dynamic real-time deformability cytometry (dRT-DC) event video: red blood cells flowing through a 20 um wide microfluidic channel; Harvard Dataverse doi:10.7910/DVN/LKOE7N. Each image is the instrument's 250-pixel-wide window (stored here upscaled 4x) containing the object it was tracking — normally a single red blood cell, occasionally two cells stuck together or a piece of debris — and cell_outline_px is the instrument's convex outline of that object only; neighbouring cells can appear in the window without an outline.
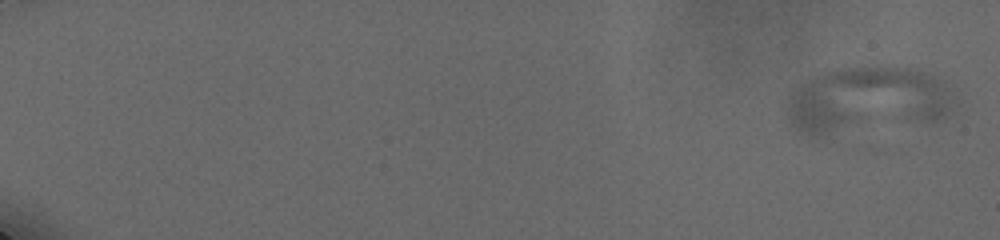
{"species": "human", "species_latin": "Homo sapiens", "temperature_condition": "cold", "stored_images_in_passage": 11, "segment_of_instrument_passage": [1, 2], "camera_frame_rate_fps": 3000, "um_per_image_px": 0.085, "donor": {"sex": "male"}, "frame": {"image": 1, "passage_image": 1, "time_ms": 0.0, "image_size_px": [1000, 240], "cell_outline_px": [[960, 104], [948, 116], [936, 120], [828, 144], [812, 140], [800, 132], [796, 128], [784, 112], [788, 96], [796, 88], [808, 80], [816, 76], [828, 72], [844, 68], [920, 68], [944, 80], [956, 96]], "centroid_in_image_um": [73.74, 8.71], "position_along_channel_um": 11.3, "area_um2": 69.82}}
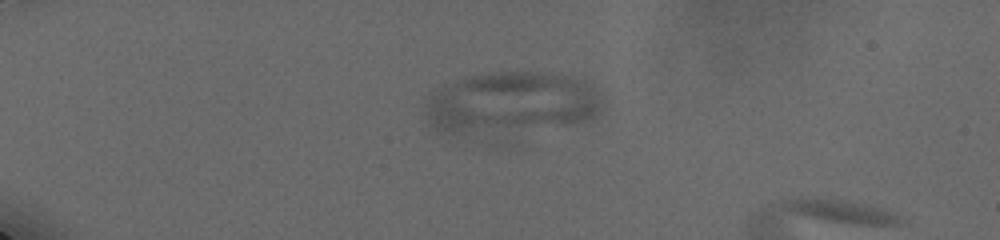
{"frame": {"image": 2, "passage_image": 7, "time_ms": 5.0, "image_size_px": [1000, 240], "cell_outline_px": [[600, 108], [596, 116], [512, 144], [500, 144], [440, 132], [428, 124], [424, 112], [424, 104], [432, 92], [444, 84], [468, 76], [500, 72], [532, 72], [564, 76], [584, 80], [596, 92]], "centroid_in_image_um": [43.32, 8.99], "position_along_channel_um": 41.7, "area_um2": 69.3}}